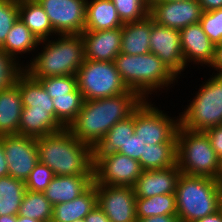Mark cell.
Wrapping results in <instances>:
<instances>
[{"instance_id":"1","label":"cell","mask_w":222,"mask_h":222,"mask_svg":"<svg viewBox=\"0 0 222 222\" xmlns=\"http://www.w3.org/2000/svg\"><path fill=\"white\" fill-rule=\"evenodd\" d=\"M143 100L130 89L111 97L84 100L81 110L67 129L79 141L94 149L110 128L132 115Z\"/></svg>"},{"instance_id":"2","label":"cell","mask_w":222,"mask_h":222,"mask_svg":"<svg viewBox=\"0 0 222 222\" xmlns=\"http://www.w3.org/2000/svg\"><path fill=\"white\" fill-rule=\"evenodd\" d=\"M37 149L39 162L55 175H93V149L67 128L37 138Z\"/></svg>"},{"instance_id":"3","label":"cell","mask_w":222,"mask_h":222,"mask_svg":"<svg viewBox=\"0 0 222 222\" xmlns=\"http://www.w3.org/2000/svg\"><path fill=\"white\" fill-rule=\"evenodd\" d=\"M36 52L38 54L35 56L32 54L33 59L24 65V71L36 80L44 77L76 75L85 60L81 34L56 35L40 41Z\"/></svg>"},{"instance_id":"4","label":"cell","mask_w":222,"mask_h":222,"mask_svg":"<svg viewBox=\"0 0 222 222\" xmlns=\"http://www.w3.org/2000/svg\"><path fill=\"white\" fill-rule=\"evenodd\" d=\"M14 84L19 88L23 102L19 135L37 139L63 129L55 119L52 98L38 80L23 70Z\"/></svg>"},{"instance_id":"5","label":"cell","mask_w":222,"mask_h":222,"mask_svg":"<svg viewBox=\"0 0 222 222\" xmlns=\"http://www.w3.org/2000/svg\"><path fill=\"white\" fill-rule=\"evenodd\" d=\"M114 63L127 88L136 91L144 100L150 99L149 95L163 93L162 89L168 91L178 83V78L151 52L141 55L119 53Z\"/></svg>"},{"instance_id":"6","label":"cell","mask_w":222,"mask_h":222,"mask_svg":"<svg viewBox=\"0 0 222 222\" xmlns=\"http://www.w3.org/2000/svg\"><path fill=\"white\" fill-rule=\"evenodd\" d=\"M220 191L214 178L181 173L175 190L179 222H196L218 211Z\"/></svg>"},{"instance_id":"7","label":"cell","mask_w":222,"mask_h":222,"mask_svg":"<svg viewBox=\"0 0 222 222\" xmlns=\"http://www.w3.org/2000/svg\"><path fill=\"white\" fill-rule=\"evenodd\" d=\"M176 164L183 174L216 179L220 158L204 131H191L179 125Z\"/></svg>"},{"instance_id":"8","label":"cell","mask_w":222,"mask_h":222,"mask_svg":"<svg viewBox=\"0 0 222 222\" xmlns=\"http://www.w3.org/2000/svg\"><path fill=\"white\" fill-rule=\"evenodd\" d=\"M179 114L180 126L191 131H205L222 125V76L213 74L205 80Z\"/></svg>"},{"instance_id":"9","label":"cell","mask_w":222,"mask_h":222,"mask_svg":"<svg viewBox=\"0 0 222 222\" xmlns=\"http://www.w3.org/2000/svg\"><path fill=\"white\" fill-rule=\"evenodd\" d=\"M77 88L84 100H96L126 93L129 89L122 81L114 61L85 59L76 72Z\"/></svg>"},{"instance_id":"10","label":"cell","mask_w":222,"mask_h":222,"mask_svg":"<svg viewBox=\"0 0 222 222\" xmlns=\"http://www.w3.org/2000/svg\"><path fill=\"white\" fill-rule=\"evenodd\" d=\"M150 100H143L134 110V133L146 145L177 143L179 116H169Z\"/></svg>"},{"instance_id":"11","label":"cell","mask_w":222,"mask_h":222,"mask_svg":"<svg viewBox=\"0 0 222 222\" xmlns=\"http://www.w3.org/2000/svg\"><path fill=\"white\" fill-rule=\"evenodd\" d=\"M142 171L138 160L118 152L93 154L95 184L133 187Z\"/></svg>"},{"instance_id":"12","label":"cell","mask_w":222,"mask_h":222,"mask_svg":"<svg viewBox=\"0 0 222 222\" xmlns=\"http://www.w3.org/2000/svg\"><path fill=\"white\" fill-rule=\"evenodd\" d=\"M57 35L81 34L85 28L87 0H37Z\"/></svg>"},{"instance_id":"13","label":"cell","mask_w":222,"mask_h":222,"mask_svg":"<svg viewBox=\"0 0 222 222\" xmlns=\"http://www.w3.org/2000/svg\"><path fill=\"white\" fill-rule=\"evenodd\" d=\"M3 141L9 176L23 182L39 162L37 139L22 135L0 136Z\"/></svg>"},{"instance_id":"14","label":"cell","mask_w":222,"mask_h":222,"mask_svg":"<svg viewBox=\"0 0 222 222\" xmlns=\"http://www.w3.org/2000/svg\"><path fill=\"white\" fill-rule=\"evenodd\" d=\"M97 204L111 222H137L133 187L96 184Z\"/></svg>"},{"instance_id":"15","label":"cell","mask_w":222,"mask_h":222,"mask_svg":"<svg viewBox=\"0 0 222 222\" xmlns=\"http://www.w3.org/2000/svg\"><path fill=\"white\" fill-rule=\"evenodd\" d=\"M149 16L159 25L181 30L200 22L203 10L199 0L149 1Z\"/></svg>"},{"instance_id":"16","label":"cell","mask_w":222,"mask_h":222,"mask_svg":"<svg viewBox=\"0 0 222 222\" xmlns=\"http://www.w3.org/2000/svg\"><path fill=\"white\" fill-rule=\"evenodd\" d=\"M150 52L159 57L178 79L183 76L181 74L186 69V65L179 30L159 25L152 19Z\"/></svg>"},{"instance_id":"17","label":"cell","mask_w":222,"mask_h":222,"mask_svg":"<svg viewBox=\"0 0 222 222\" xmlns=\"http://www.w3.org/2000/svg\"><path fill=\"white\" fill-rule=\"evenodd\" d=\"M179 32L186 68L189 63L209 67L213 61L215 44L210 41L201 24L188 25Z\"/></svg>"},{"instance_id":"18","label":"cell","mask_w":222,"mask_h":222,"mask_svg":"<svg viewBox=\"0 0 222 222\" xmlns=\"http://www.w3.org/2000/svg\"><path fill=\"white\" fill-rule=\"evenodd\" d=\"M81 36L84 41L85 59L114 61L120 53L122 27L98 31L84 30Z\"/></svg>"},{"instance_id":"19","label":"cell","mask_w":222,"mask_h":222,"mask_svg":"<svg viewBox=\"0 0 222 222\" xmlns=\"http://www.w3.org/2000/svg\"><path fill=\"white\" fill-rule=\"evenodd\" d=\"M181 173L177 164L164 169L143 170L133 186L136 197L175 194Z\"/></svg>"},{"instance_id":"20","label":"cell","mask_w":222,"mask_h":222,"mask_svg":"<svg viewBox=\"0 0 222 222\" xmlns=\"http://www.w3.org/2000/svg\"><path fill=\"white\" fill-rule=\"evenodd\" d=\"M93 182V175H55L43 193L51 205L54 206L69 202L80 196Z\"/></svg>"},{"instance_id":"21","label":"cell","mask_w":222,"mask_h":222,"mask_svg":"<svg viewBox=\"0 0 222 222\" xmlns=\"http://www.w3.org/2000/svg\"><path fill=\"white\" fill-rule=\"evenodd\" d=\"M22 110L21 93L15 84L0 91V136L19 135Z\"/></svg>"},{"instance_id":"22","label":"cell","mask_w":222,"mask_h":222,"mask_svg":"<svg viewBox=\"0 0 222 222\" xmlns=\"http://www.w3.org/2000/svg\"><path fill=\"white\" fill-rule=\"evenodd\" d=\"M96 184L75 199L53 206L51 222H73L85 218L97 206Z\"/></svg>"},{"instance_id":"23","label":"cell","mask_w":222,"mask_h":222,"mask_svg":"<svg viewBox=\"0 0 222 222\" xmlns=\"http://www.w3.org/2000/svg\"><path fill=\"white\" fill-rule=\"evenodd\" d=\"M152 18L148 15L138 22L124 23L120 53L141 55L150 52Z\"/></svg>"},{"instance_id":"24","label":"cell","mask_w":222,"mask_h":222,"mask_svg":"<svg viewBox=\"0 0 222 222\" xmlns=\"http://www.w3.org/2000/svg\"><path fill=\"white\" fill-rule=\"evenodd\" d=\"M18 12L19 18L39 42L57 35L48 15L37 0H18Z\"/></svg>"},{"instance_id":"25","label":"cell","mask_w":222,"mask_h":222,"mask_svg":"<svg viewBox=\"0 0 222 222\" xmlns=\"http://www.w3.org/2000/svg\"><path fill=\"white\" fill-rule=\"evenodd\" d=\"M115 5L111 0H87L84 30H106L121 28Z\"/></svg>"},{"instance_id":"26","label":"cell","mask_w":222,"mask_h":222,"mask_svg":"<svg viewBox=\"0 0 222 222\" xmlns=\"http://www.w3.org/2000/svg\"><path fill=\"white\" fill-rule=\"evenodd\" d=\"M39 41L22 22L20 18L16 20L13 27L10 29L4 43L0 48L9 56L13 57L18 63L24 67L23 61L19 57L22 55L35 52L38 48ZM21 55V56H20ZM20 60V61H19Z\"/></svg>"},{"instance_id":"27","label":"cell","mask_w":222,"mask_h":222,"mask_svg":"<svg viewBox=\"0 0 222 222\" xmlns=\"http://www.w3.org/2000/svg\"><path fill=\"white\" fill-rule=\"evenodd\" d=\"M177 143L145 144L140 157L143 170L164 169L176 165Z\"/></svg>"},{"instance_id":"28","label":"cell","mask_w":222,"mask_h":222,"mask_svg":"<svg viewBox=\"0 0 222 222\" xmlns=\"http://www.w3.org/2000/svg\"><path fill=\"white\" fill-rule=\"evenodd\" d=\"M134 134V111L128 118L115 123L93 149V154H109L124 147Z\"/></svg>"},{"instance_id":"29","label":"cell","mask_w":222,"mask_h":222,"mask_svg":"<svg viewBox=\"0 0 222 222\" xmlns=\"http://www.w3.org/2000/svg\"><path fill=\"white\" fill-rule=\"evenodd\" d=\"M25 191V182L9 175L1 177L0 216L18 215Z\"/></svg>"},{"instance_id":"30","label":"cell","mask_w":222,"mask_h":222,"mask_svg":"<svg viewBox=\"0 0 222 222\" xmlns=\"http://www.w3.org/2000/svg\"><path fill=\"white\" fill-rule=\"evenodd\" d=\"M158 215H177L175 194L155 195L149 198L136 197L137 219Z\"/></svg>"},{"instance_id":"31","label":"cell","mask_w":222,"mask_h":222,"mask_svg":"<svg viewBox=\"0 0 222 222\" xmlns=\"http://www.w3.org/2000/svg\"><path fill=\"white\" fill-rule=\"evenodd\" d=\"M53 206L42 192L26 190L18 215L40 222H51Z\"/></svg>"},{"instance_id":"32","label":"cell","mask_w":222,"mask_h":222,"mask_svg":"<svg viewBox=\"0 0 222 222\" xmlns=\"http://www.w3.org/2000/svg\"><path fill=\"white\" fill-rule=\"evenodd\" d=\"M55 108V119L63 128L75 120L83 104V96L78 88L73 92L52 98Z\"/></svg>"},{"instance_id":"33","label":"cell","mask_w":222,"mask_h":222,"mask_svg":"<svg viewBox=\"0 0 222 222\" xmlns=\"http://www.w3.org/2000/svg\"><path fill=\"white\" fill-rule=\"evenodd\" d=\"M122 23L138 22L149 15L148 0H111Z\"/></svg>"},{"instance_id":"34","label":"cell","mask_w":222,"mask_h":222,"mask_svg":"<svg viewBox=\"0 0 222 222\" xmlns=\"http://www.w3.org/2000/svg\"><path fill=\"white\" fill-rule=\"evenodd\" d=\"M37 80L51 98L71 93L77 88L76 75L44 77Z\"/></svg>"},{"instance_id":"35","label":"cell","mask_w":222,"mask_h":222,"mask_svg":"<svg viewBox=\"0 0 222 222\" xmlns=\"http://www.w3.org/2000/svg\"><path fill=\"white\" fill-rule=\"evenodd\" d=\"M24 67L0 48V91L11 87Z\"/></svg>"},{"instance_id":"36","label":"cell","mask_w":222,"mask_h":222,"mask_svg":"<svg viewBox=\"0 0 222 222\" xmlns=\"http://www.w3.org/2000/svg\"><path fill=\"white\" fill-rule=\"evenodd\" d=\"M199 23L213 44L222 42V9L203 11Z\"/></svg>"},{"instance_id":"37","label":"cell","mask_w":222,"mask_h":222,"mask_svg":"<svg viewBox=\"0 0 222 222\" xmlns=\"http://www.w3.org/2000/svg\"><path fill=\"white\" fill-rule=\"evenodd\" d=\"M18 18V0H0V46Z\"/></svg>"},{"instance_id":"38","label":"cell","mask_w":222,"mask_h":222,"mask_svg":"<svg viewBox=\"0 0 222 222\" xmlns=\"http://www.w3.org/2000/svg\"><path fill=\"white\" fill-rule=\"evenodd\" d=\"M54 177V172L47 165L38 162L25 181L26 190L43 193Z\"/></svg>"},{"instance_id":"39","label":"cell","mask_w":222,"mask_h":222,"mask_svg":"<svg viewBox=\"0 0 222 222\" xmlns=\"http://www.w3.org/2000/svg\"><path fill=\"white\" fill-rule=\"evenodd\" d=\"M144 148L145 142H143L139 136L134 133L129 137L125 146L121 147L117 152L139 161Z\"/></svg>"},{"instance_id":"40","label":"cell","mask_w":222,"mask_h":222,"mask_svg":"<svg viewBox=\"0 0 222 222\" xmlns=\"http://www.w3.org/2000/svg\"><path fill=\"white\" fill-rule=\"evenodd\" d=\"M219 158H222V125L208 128L204 131Z\"/></svg>"},{"instance_id":"41","label":"cell","mask_w":222,"mask_h":222,"mask_svg":"<svg viewBox=\"0 0 222 222\" xmlns=\"http://www.w3.org/2000/svg\"><path fill=\"white\" fill-rule=\"evenodd\" d=\"M209 68H211L212 70L214 69L213 74L222 76V44L221 43L215 45L213 61L209 65Z\"/></svg>"},{"instance_id":"42","label":"cell","mask_w":222,"mask_h":222,"mask_svg":"<svg viewBox=\"0 0 222 222\" xmlns=\"http://www.w3.org/2000/svg\"><path fill=\"white\" fill-rule=\"evenodd\" d=\"M84 219L86 222H111L98 205Z\"/></svg>"},{"instance_id":"43","label":"cell","mask_w":222,"mask_h":222,"mask_svg":"<svg viewBox=\"0 0 222 222\" xmlns=\"http://www.w3.org/2000/svg\"><path fill=\"white\" fill-rule=\"evenodd\" d=\"M137 222H179V219L177 215H158L137 219Z\"/></svg>"},{"instance_id":"44","label":"cell","mask_w":222,"mask_h":222,"mask_svg":"<svg viewBox=\"0 0 222 222\" xmlns=\"http://www.w3.org/2000/svg\"><path fill=\"white\" fill-rule=\"evenodd\" d=\"M9 175L7 160L5 157L3 141L0 139V178Z\"/></svg>"},{"instance_id":"45","label":"cell","mask_w":222,"mask_h":222,"mask_svg":"<svg viewBox=\"0 0 222 222\" xmlns=\"http://www.w3.org/2000/svg\"><path fill=\"white\" fill-rule=\"evenodd\" d=\"M203 11L222 9V0H199Z\"/></svg>"},{"instance_id":"46","label":"cell","mask_w":222,"mask_h":222,"mask_svg":"<svg viewBox=\"0 0 222 222\" xmlns=\"http://www.w3.org/2000/svg\"><path fill=\"white\" fill-rule=\"evenodd\" d=\"M196 222H222V211L219 209L218 211L207 215L204 218H201L200 220H197Z\"/></svg>"},{"instance_id":"47","label":"cell","mask_w":222,"mask_h":222,"mask_svg":"<svg viewBox=\"0 0 222 222\" xmlns=\"http://www.w3.org/2000/svg\"><path fill=\"white\" fill-rule=\"evenodd\" d=\"M0 222H17V215L0 216Z\"/></svg>"},{"instance_id":"48","label":"cell","mask_w":222,"mask_h":222,"mask_svg":"<svg viewBox=\"0 0 222 222\" xmlns=\"http://www.w3.org/2000/svg\"><path fill=\"white\" fill-rule=\"evenodd\" d=\"M216 180L218 181L220 185H222V158H220V161H219V169H218Z\"/></svg>"},{"instance_id":"49","label":"cell","mask_w":222,"mask_h":222,"mask_svg":"<svg viewBox=\"0 0 222 222\" xmlns=\"http://www.w3.org/2000/svg\"><path fill=\"white\" fill-rule=\"evenodd\" d=\"M17 222H40V221L17 215Z\"/></svg>"},{"instance_id":"50","label":"cell","mask_w":222,"mask_h":222,"mask_svg":"<svg viewBox=\"0 0 222 222\" xmlns=\"http://www.w3.org/2000/svg\"><path fill=\"white\" fill-rule=\"evenodd\" d=\"M220 209L222 211V185H221V191H220Z\"/></svg>"},{"instance_id":"51","label":"cell","mask_w":222,"mask_h":222,"mask_svg":"<svg viewBox=\"0 0 222 222\" xmlns=\"http://www.w3.org/2000/svg\"><path fill=\"white\" fill-rule=\"evenodd\" d=\"M150 1H183V0H150Z\"/></svg>"},{"instance_id":"52","label":"cell","mask_w":222,"mask_h":222,"mask_svg":"<svg viewBox=\"0 0 222 222\" xmlns=\"http://www.w3.org/2000/svg\"><path fill=\"white\" fill-rule=\"evenodd\" d=\"M73 222H86V221H85L84 218H82V219L75 220V221H73Z\"/></svg>"}]
</instances>
